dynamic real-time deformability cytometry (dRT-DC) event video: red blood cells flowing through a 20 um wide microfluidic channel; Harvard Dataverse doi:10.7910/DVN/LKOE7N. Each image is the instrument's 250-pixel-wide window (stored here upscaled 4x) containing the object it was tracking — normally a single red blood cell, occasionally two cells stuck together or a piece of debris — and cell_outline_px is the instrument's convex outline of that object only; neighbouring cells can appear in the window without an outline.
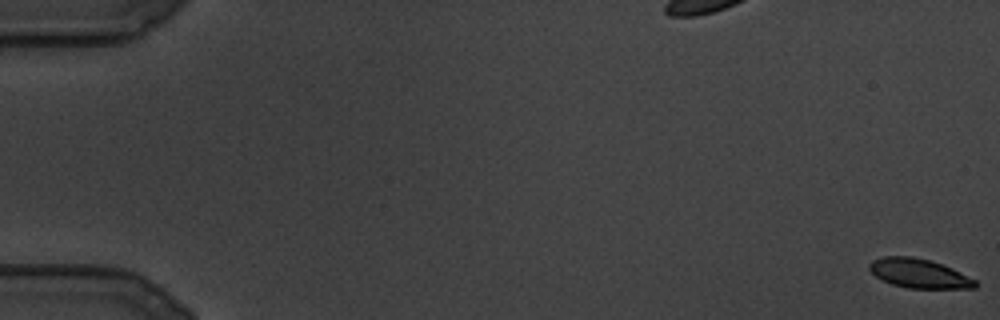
{"species": "common noctule bat (a hibernating species)", "species_latin": "Nyctalus noctula", "temperature_condition": "cold", "stored_images_in_passage": 112, "camera_frame_rate_fps": 3000, "um_per_image_px": 0.085, "animal": {"sex": "male", "body_mass_g": 19.5, "forearm_length_mm": 54.6}, "frame": {"image": 1, "passage_image": 1, "time_ms": 0.0, "image_size_px": [1000, 320], "cell_outline_px": [[976, 288], [908, 288], [892, 284], [876, 276], [868, 268], [868, 264], [872, 260], [884, 256], [912, 256], [928, 260], [952, 268], [976, 280]], "centroid_in_image_um": [78.1, 23.23], "position_along_channel_um": 6.9, "area_um2": 17.8}}
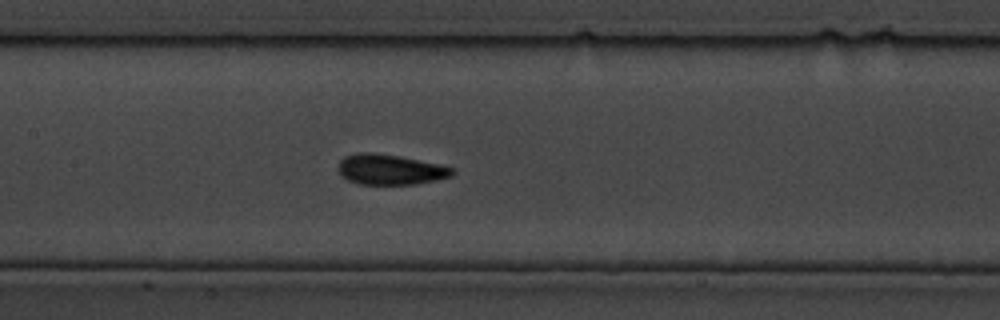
{"frame": {"image": 2, "passage_image": 55, "time_ms": 18.0, "image_size_px": [1000, 320], "cell_outline_px": [[456, 172], [452, 176], [436, 180], [416, 184], [360, 184], [348, 180], [340, 176], [336, 168], [340, 160], [344, 156], [356, 152], [372, 152], [400, 156], [444, 164], [452, 168]], "centroid_in_image_um": [33.16, 14.39], "position_along_channel_um": 174.2, "area_um2": 20.63}}
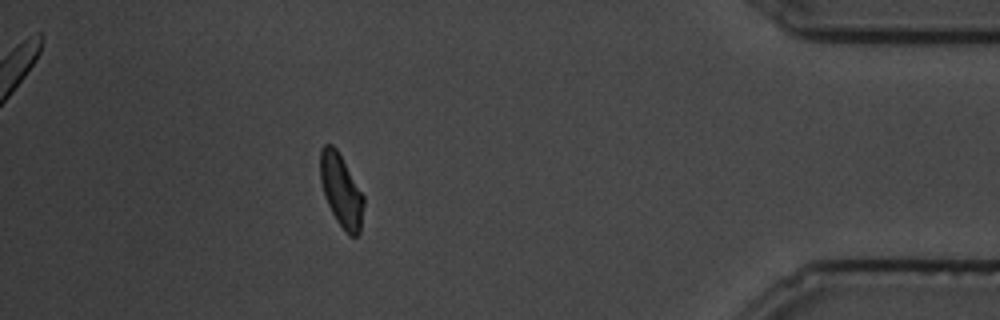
{"frame": {"image": 3, "passage_image": 100, "time_ms": 33.0, "image_size_px": [1000, 320], "cell_outline_px": [[364, 204], [360, 232], [356, 236], [348, 236], [336, 220], [324, 196], [320, 180], [320, 148], [324, 144], [332, 144], [336, 148], [364, 196]], "centroid_in_image_um": [28.99, 16.21], "position_along_channel_um": 406.2, "area_um2": 18.38}}